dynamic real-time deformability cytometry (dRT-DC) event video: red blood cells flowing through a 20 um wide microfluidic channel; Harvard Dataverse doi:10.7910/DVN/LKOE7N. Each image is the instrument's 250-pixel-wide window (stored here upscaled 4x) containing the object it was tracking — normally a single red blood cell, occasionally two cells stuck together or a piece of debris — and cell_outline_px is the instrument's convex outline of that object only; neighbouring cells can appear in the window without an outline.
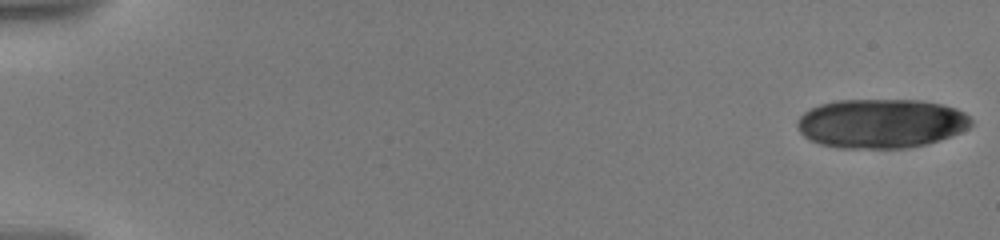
{"species": "human", "species_latin": "Homo sapiens", "temperature_condition": "warm", "stored_images_in_passage": 24, "camera_frame_rate_fps": 3000, "um_per_image_px": 0.085, "donor": {"sex": "male"}, "frame": {"image": 1, "passage_image": 1, "time_ms": 0.0, "image_size_px": [1000, 240], "cell_outline_px": [[972, 124], [968, 128], [960, 132], [924, 144], [908, 148], [840, 148], [820, 144], [808, 140], [796, 128], [796, 120], [804, 112], [820, 104], [836, 100], [920, 100], [940, 104], [956, 108], [964, 112], [972, 120]], "centroid_in_image_um": [74.84, 10.49], "position_along_channel_um": 10.2, "area_um2": 49.94}}
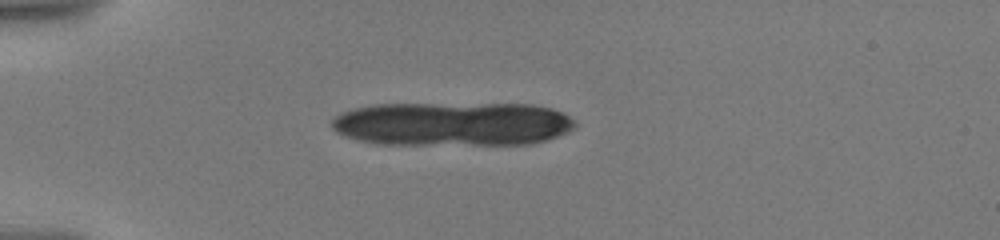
{"frame": {"image": 2, "passage_image": 19, "time_ms": 5.0, "image_size_px": [1000, 240], "cell_outline_px": [[576, 124], [568, 132], [548, 140], [532, 144], [376, 144], [360, 140], [336, 132], [332, 128], [332, 120], [340, 112], [352, 108], [372, 104], [532, 104], [552, 108], [564, 112]], "centroid_in_image_um": [38.47, 10.52], "position_along_channel_um": 46.5, "area_um2": 62.66}}